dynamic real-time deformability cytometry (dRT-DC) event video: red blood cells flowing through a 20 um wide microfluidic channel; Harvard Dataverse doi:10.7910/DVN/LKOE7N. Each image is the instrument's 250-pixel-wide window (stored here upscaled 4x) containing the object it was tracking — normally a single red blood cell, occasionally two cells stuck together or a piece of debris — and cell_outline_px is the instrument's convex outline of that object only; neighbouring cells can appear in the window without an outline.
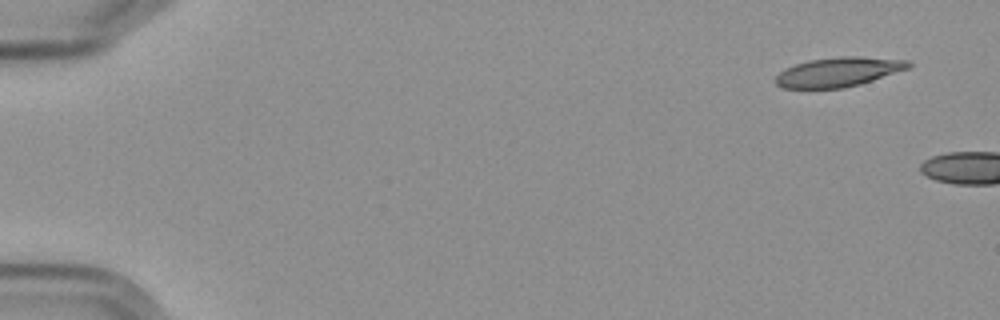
{"species": "Egyptian fruit bat (a non-hibernating species)", "species_latin": "Rousettus aegyptiacus", "temperature_condition": "cold", "stored_images_in_passage": 2, "camera_frame_rate_fps": 3000, "um_per_image_px": 0.085, "frame": {"image": 1, "passage_image": 1, "time_ms": 0.0, "image_size_px": [1000, 320], "cell_outline_px": [[912, 64], [908, 68], [860, 84], [844, 88], [780, 88], [772, 80], [784, 68], [808, 60], [840, 56], [860, 56], [908, 60]], "centroid_in_image_um": [71.21, 6.11], "position_along_channel_um": 13.8, "area_um2": 22.83}}